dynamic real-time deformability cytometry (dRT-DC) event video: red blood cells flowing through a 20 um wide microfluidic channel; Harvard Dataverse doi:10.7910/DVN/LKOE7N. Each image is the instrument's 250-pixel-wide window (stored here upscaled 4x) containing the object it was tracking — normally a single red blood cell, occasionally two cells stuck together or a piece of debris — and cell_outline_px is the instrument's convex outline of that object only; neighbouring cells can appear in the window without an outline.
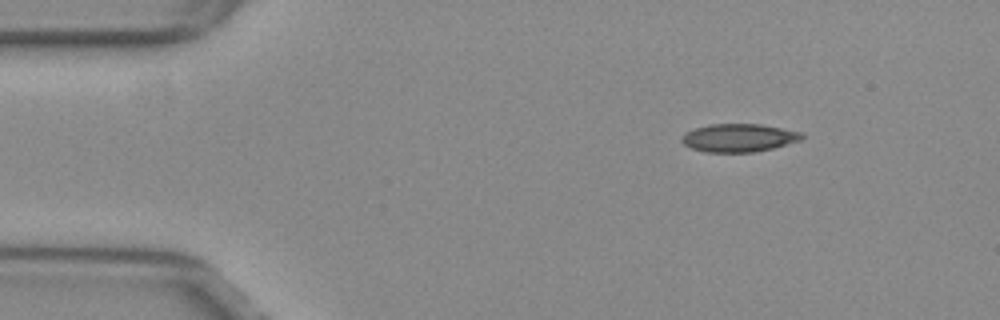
{"species": "common noctule bat (a hibernating species)", "species_latin": "Nyctalus noctula", "temperature_condition": "warm", "stored_images_in_passage": 47, "camera_frame_rate_fps": 3000, "um_per_image_px": 0.085, "animal": {"sex": "female", "body_mass_g": 29.2, "forearm_length_mm": 56.3}, "frame": {"image": 1, "passage_image": 1, "time_ms": 0.0, "image_size_px": [1000, 320], "cell_outline_px": [[804, 136], [800, 140], [772, 148], [756, 152], [708, 152], [692, 148], [684, 144], [680, 140], [684, 132], [708, 124], [760, 124], [800, 132]], "centroid_in_image_um": [62.76, 11.71], "position_along_channel_um": 22.2, "area_um2": 19.48}}
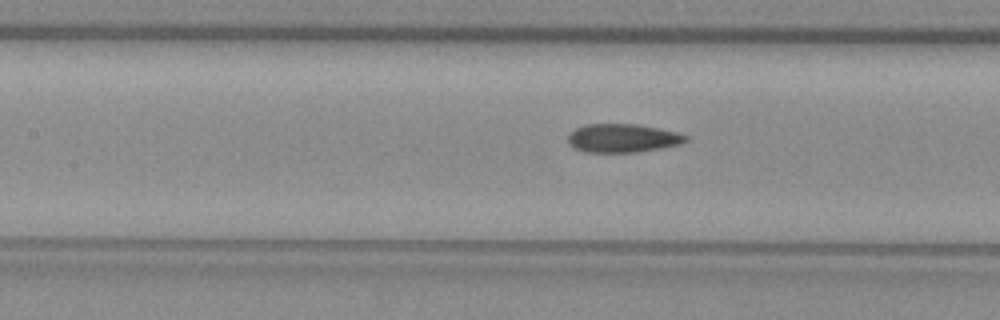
{"frame": {"image": 2, "passage_image": 17, "time_ms": 5.333, "image_size_px": [1000, 320], "cell_outline_px": [[688, 140], [680, 144], [660, 148], [636, 152], [584, 152], [568, 144], [568, 132], [584, 124], [636, 124], [660, 128], [680, 132], [688, 136]], "centroid_in_image_um": [52.92, 11.73], "position_along_channel_um": 154.5, "area_um2": 19.77}}
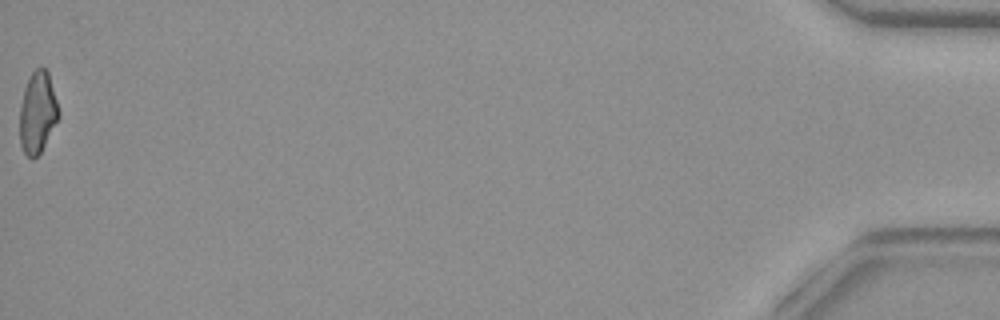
{"frame": {"image": 3, "passage_image": 47, "time_ms": 15.333, "image_size_px": [1000, 320], "cell_outline_px": [[60, 116], [40, 152], [32, 160], [24, 152], [20, 144], [20, 108], [24, 88], [32, 72], [36, 68], [44, 68], [48, 72], [60, 112]], "centroid_in_image_um": [3.19, 9.57], "position_along_channel_um": 432.0, "area_um2": 18.26}, "authors_computed_cell_mechanics": {"area_um2": 19.7098, "velocity_mm_per_s": 3.8788, "shape_relaxation_time_tau1_ms": null, "shape_relaxation_time_tau2_ms": 2.7109, "deformation_change_tau1": null, "deformation_change_tau2": 0.0905}}